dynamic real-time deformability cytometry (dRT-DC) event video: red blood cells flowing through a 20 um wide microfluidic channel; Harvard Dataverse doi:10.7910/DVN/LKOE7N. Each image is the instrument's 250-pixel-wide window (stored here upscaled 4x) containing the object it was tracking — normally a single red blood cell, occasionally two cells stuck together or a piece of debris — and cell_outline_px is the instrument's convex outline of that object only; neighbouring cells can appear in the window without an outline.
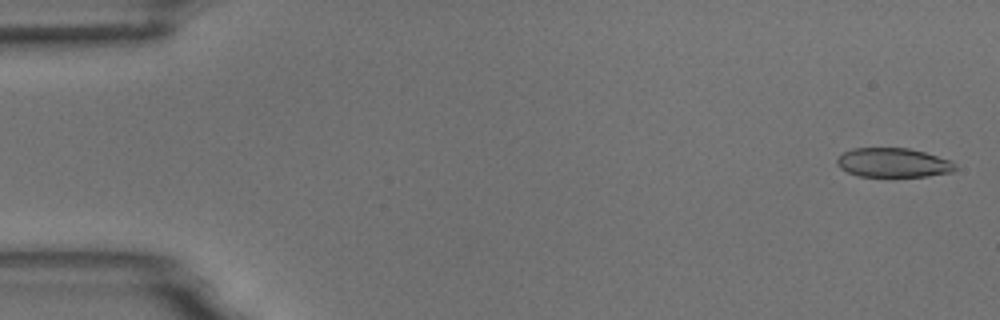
{"species": "common noctule bat (a hibernating species)", "species_latin": "Nyctalus noctula", "temperature_condition": "room temperature", "stored_images_in_passage": 55, "camera_frame_rate_fps": 3000, "um_per_image_px": 0.085, "animal": {"sex": "male", "body_mass_g": 18.8}, "frame": {"image": 1, "passage_image": 2, "time_ms": 0.333, "image_size_px": [1000, 320], "cell_outline_px": [[956, 168], [952, 172], [928, 176], [860, 176], [848, 172], [840, 168], [836, 164], [836, 160], [844, 152], [852, 148], [908, 148], [924, 152], [952, 160], [956, 164]], "centroid_in_image_um": [75.94, 13.82], "position_along_channel_um": 9.1, "area_um2": 20.11}}
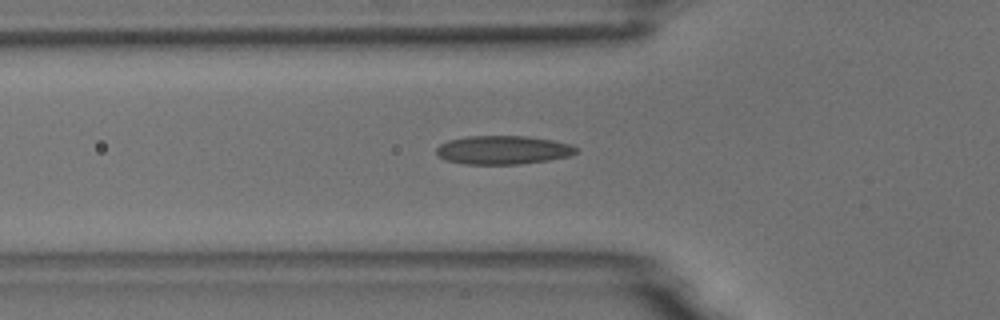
{"frame": {"image": 2, "passage_image": 19, "time_ms": 6.0, "image_size_px": [1000, 320], "cell_outline_px": [[576, 152], [568, 156], [548, 160], [520, 164], [464, 164], [444, 160], [436, 152], [436, 148], [440, 144], [448, 140], [468, 136], [528, 136], [552, 140], [572, 144], [576, 148]], "centroid_in_image_um": [42.73, 12.74], "position_along_channel_um": 83.1, "area_um2": 23.29}}
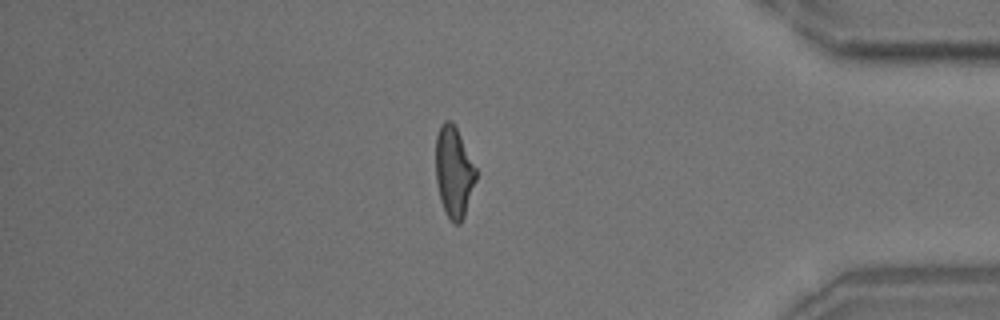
{"frame": {"image": 3, "passage_image": 47, "time_ms": 15.333, "image_size_px": [1000, 320], "cell_outline_px": [[476, 180], [464, 216], [460, 224], [452, 224], [444, 212], [440, 200], [436, 180], [436, 136], [440, 124], [444, 120], [452, 120], [476, 168]], "centroid_in_image_um": [38.56, 14.64], "position_along_channel_um": 396.6, "area_um2": 21.33}, "authors_computed_cell_mechanics": {"area_um2": 21.675, "velocity_mm_per_s": 3.6787, "shape_relaxation_time_tau1_ms": 6.0283, "shape_relaxation_time_tau2_ms": 1.7354, "deformation_change_tau1": 0.1738, "deformation_change_tau2": 0.0914}}